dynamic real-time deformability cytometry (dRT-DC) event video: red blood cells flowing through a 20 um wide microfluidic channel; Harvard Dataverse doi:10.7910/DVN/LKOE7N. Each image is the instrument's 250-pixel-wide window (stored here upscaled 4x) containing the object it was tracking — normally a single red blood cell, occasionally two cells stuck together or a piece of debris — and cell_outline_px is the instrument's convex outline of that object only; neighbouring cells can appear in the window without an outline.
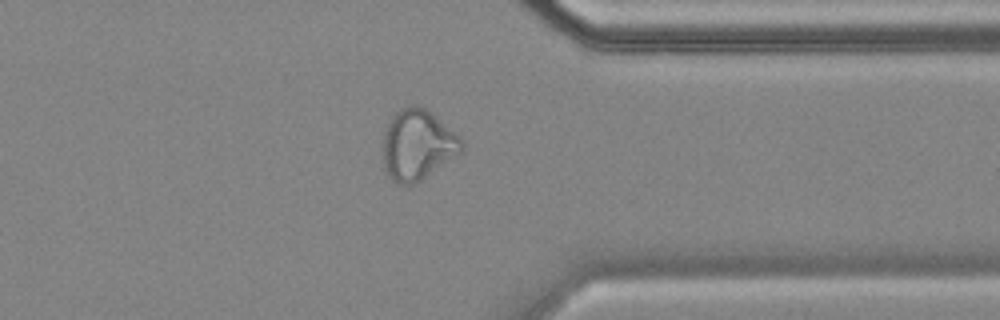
{"species": "common noctule bat (a hibernating species)", "species_latin": "Nyctalus noctula", "temperature_condition": "cold", "stored_images_in_passage": 42, "camera_frame_rate_fps": 3000, "um_per_image_px": 0.085, "animal": {"sex": "female", "body_mass_g": 18.4}, "frame": {"image": 1, "passage_image": 30, "time_ms": 9.667, "image_size_px": [1000, 320], "cell_outline_px": [[464, 148], [460, 152], [420, 180], [412, 184], [400, 184], [392, 180], [384, 164], [384, 132], [392, 116], [400, 108], [408, 104], [416, 104], [424, 108], [460, 136], [464, 140]], "centroid_in_image_um": [35.49, 12.27], "position_along_channel_um": 375.9, "area_um2": 31.62}}